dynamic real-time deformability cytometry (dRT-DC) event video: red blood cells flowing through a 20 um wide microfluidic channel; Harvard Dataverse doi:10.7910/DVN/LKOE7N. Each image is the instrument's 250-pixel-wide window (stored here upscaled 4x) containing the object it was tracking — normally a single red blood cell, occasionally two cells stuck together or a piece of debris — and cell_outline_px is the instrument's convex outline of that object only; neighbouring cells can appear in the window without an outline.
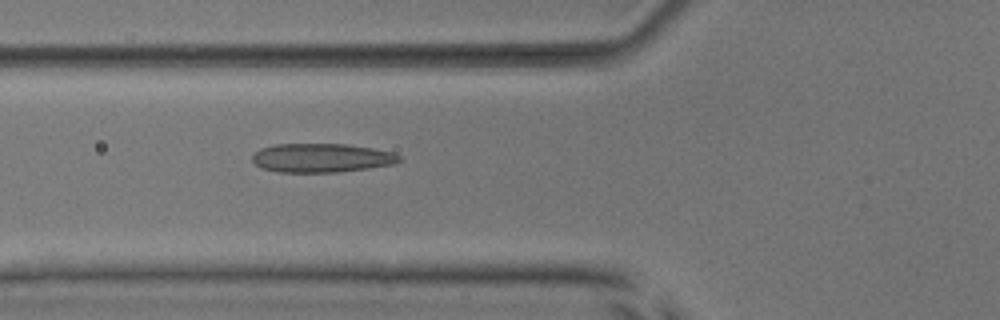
{"species": "common noctule bat (a hibernating species)", "species_latin": "Nyctalus noctula", "temperature_condition": "room temperature", "stored_images_in_passage": 35, "camera_frame_rate_fps": 3000, "um_per_image_px": 0.085, "animal": {"sex": "male", "body_mass_g": 17.9, "forearm_length_mm": 54.2}, "frame": {"image": 1, "passage_image": 8, "time_ms": 2.333, "image_size_px": [1000, 320], "cell_outline_px": [[404, 160], [392, 164], [368, 168], [340, 172], [276, 172], [260, 168], [252, 160], [252, 156], [260, 148], [276, 144], [344, 144], [372, 148], [392, 152], [400, 156]], "centroid_in_image_um": [27.32, 13.42], "position_along_channel_um": 98.5, "area_um2": 24.8}}
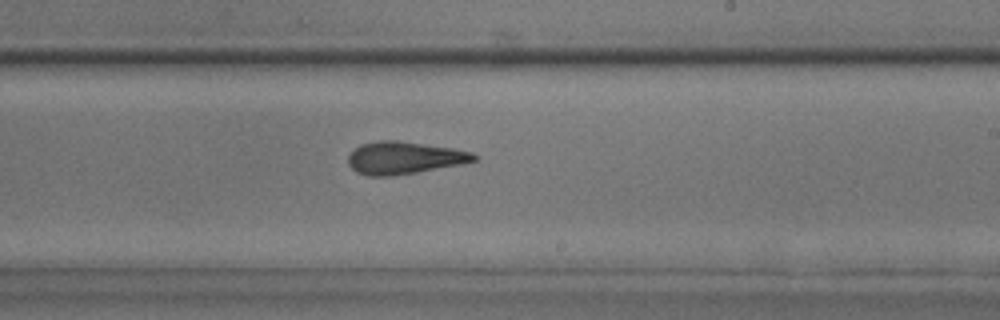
{"frame": {"image": 2, "passage_image": 20, "time_ms": 6.333, "image_size_px": [1000, 320], "cell_outline_px": [[476, 160], [464, 164], [392, 176], [368, 176], [356, 172], [348, 164], [348, 156], [360, 144], [380, 140], [396, 140], [452, 148], [472, 152], [476, 156]], "centroid_in_image_um": [34.34, 13.42], "position_along_channel_um": 254.7, "area_um2": 23.7}}
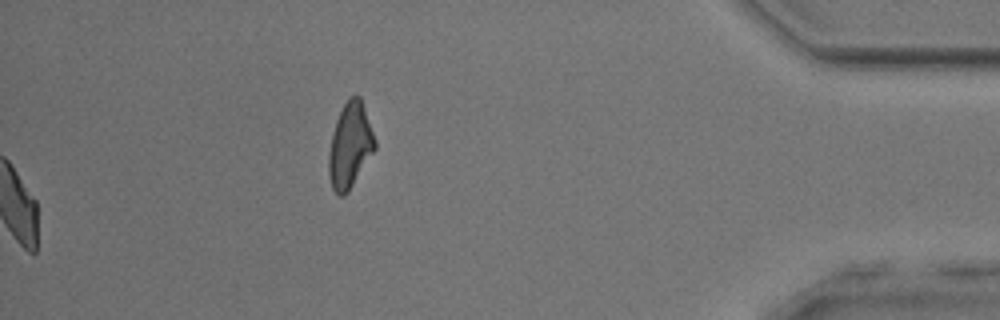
{"frame": {"image": 3, "passage_image": 35, "time_ms": 11.333, "image_size_px": [1000, 320], "cell_outline_px": [[376, 148], [348, 192], [344, 196], [340, 196], [332, 188], [328, 172], [328, 152], [332, 132], [336, 120], [348, 96], [360, 96], [376, 140]], "centroid_in_image_um": [29.74, 12.37], "position_along_channel_um": 405.5, "area_um2": 22.89}, "authors_computed_cell_mechanics": {"area_um2": 23.1778, "velocity_mm_per_s": 3.9103, "shape_relaxation_time_tau1_ms": null, "shape_relaxation_time_tau2_ms": 4.5122, "deformation_change_tau1": null, "deformation_change_tau2": 0.1336}}